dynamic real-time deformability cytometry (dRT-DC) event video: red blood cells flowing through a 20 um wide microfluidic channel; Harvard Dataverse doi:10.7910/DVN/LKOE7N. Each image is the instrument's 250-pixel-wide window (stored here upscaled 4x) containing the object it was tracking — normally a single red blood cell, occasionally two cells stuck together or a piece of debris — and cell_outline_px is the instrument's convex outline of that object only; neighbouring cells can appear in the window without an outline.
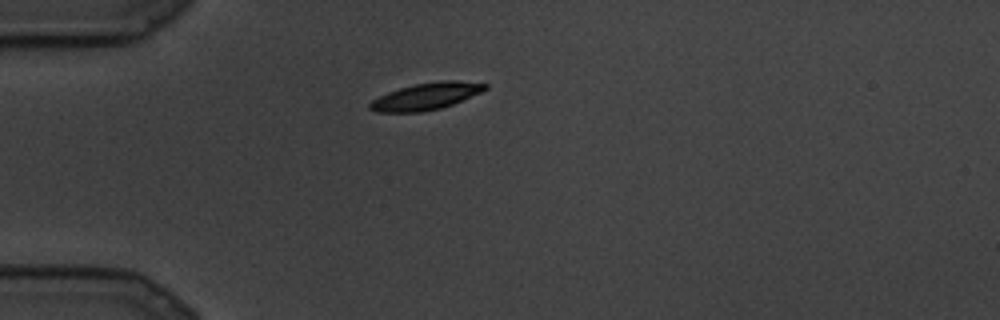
{"species": "common noctule bat (a hibernating species)", "species_latin": "Nyctalus noctula", "temperature_condition": "cold", "stored_images_in_passage": 2, "camera_frame_rate_fps": 3000, "um_per_image_px": 0.085, "animal": {"sex": "male", "body_mass_g": 19.5, "forearm_length_mm": 54.6}, "frame": {"image": 1, "passage_image": 1, "time_ms": 0.0, "image_size_px": [1000, 320], "cell_outline_px": [[488, 88], [480, 92], [452, 104], [440, 108], [424, 112], [376, 112], [368, 108], [368, 104], [372, 100], [388, 92], [400, 88], [416, 84], [444, 80], [452, 80], [488, 84]], "centroid_in_image_um": [36.18, 8.19], "position_along_channel_um": 48.8, "area_um2": 17.8}}